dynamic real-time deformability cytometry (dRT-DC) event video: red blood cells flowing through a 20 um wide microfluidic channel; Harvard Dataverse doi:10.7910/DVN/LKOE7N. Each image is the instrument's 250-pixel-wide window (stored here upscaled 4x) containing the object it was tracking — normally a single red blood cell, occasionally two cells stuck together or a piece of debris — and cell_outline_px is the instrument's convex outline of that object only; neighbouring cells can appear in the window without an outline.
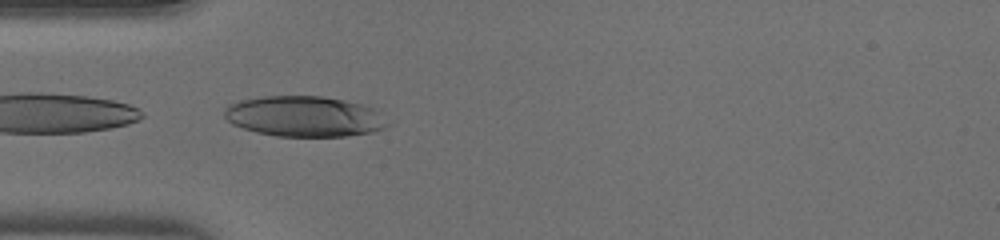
{"species": "human", "species_latin": "Homo sapiens", "temperature_condition": "warm", "stored_images_in_passage": 6, "camera_frame_rate_fps": 3000, "um_per_image_px": 0.085, "donor": {"sex": "male"}, "frame": {"image": 1, "passage_image": 6, "time_ms": 1.667, "image_size_px": [1000, 240], "cell_outline_px": [[392, 124], [384, 128], [372, 132], [348, 136], [276, 136], [256, 132], [232, 124], [224, 116], [224, 108], [228, 104], [240, 100], [260, 96], [320, 96], [344, 100], [364, 104], [372, 108]], "centroid_in_image_um": [25.86, 9.89], "position_along_channel_um": 59.1, "area_um2": 38.73}}